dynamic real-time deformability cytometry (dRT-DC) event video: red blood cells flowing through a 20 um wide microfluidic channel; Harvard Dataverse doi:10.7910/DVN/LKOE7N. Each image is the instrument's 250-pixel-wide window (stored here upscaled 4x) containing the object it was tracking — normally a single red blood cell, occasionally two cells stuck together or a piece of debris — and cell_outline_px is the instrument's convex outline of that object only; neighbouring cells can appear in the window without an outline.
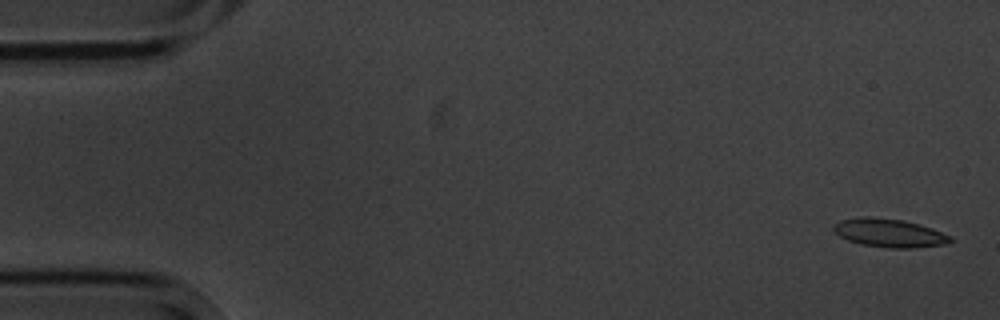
{"species": "common noctule bat (a hibernating species)", "species_latin": "Nyctalus noctula", "temperature_condition": "cold", "stored_images_in_passage": 4, "camera_frame_rate_fps": 3000, "um_per_image_px": 0.085, "animal": {"sex": "male", "body_mass_g": 20.1, "forearm_length_mm": 53.5}, "frame": {"image": 1, "passage_image": 1, "time_ms": 0.0, "image_size_px": [1000, 320], "cell_outline_px": [[956, 240], [944, 244], [916, 248], [888, 248], [860, 244], [848, 240], [840, 236], [832, 228], [840, 220], [860, 216], [868, 216], [904, 220], [920, 224], [932, 228], [952, 236]], "centroid_in_image_um": [75.63, 19.8], "position_along_channel_um": 9.4, "area_um2": 19.54}}